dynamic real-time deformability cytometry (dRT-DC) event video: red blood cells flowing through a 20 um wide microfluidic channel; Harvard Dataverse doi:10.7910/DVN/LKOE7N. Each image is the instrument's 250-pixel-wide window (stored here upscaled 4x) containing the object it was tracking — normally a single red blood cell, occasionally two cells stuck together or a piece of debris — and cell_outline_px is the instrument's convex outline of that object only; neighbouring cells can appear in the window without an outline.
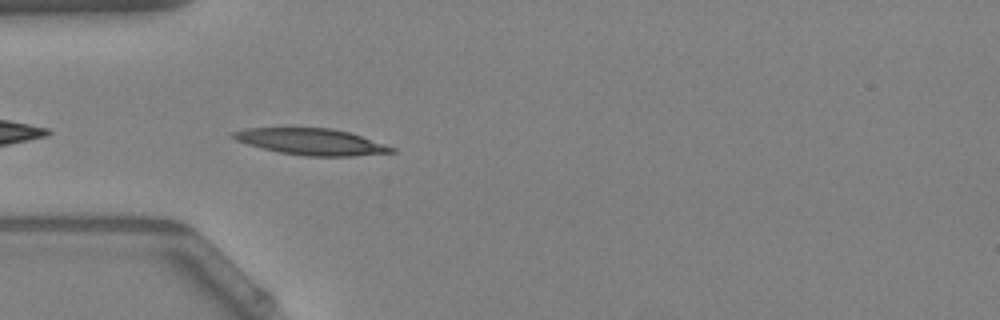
{"species": "Egyptian fruit bat (a non-hibernating species)", "species_latin": "Rousettus aegyptiacus", "temperature_condition": "warm", "stored_images_in_passage": 8, "camera_frame_rate_fps": 3000, "um_per_image_px": 0.085, "animal": {"sex": "female"}, "frame": {"image": 1, "passage_image": 2, "time_ms": 0.333, "image_size_px": [1000, 320], "cell_outline_px": [[396, 152], [352, 156], [304, 156], [280, 152], [248, 144], [236, 140], [228, 136], [232, 132], [244, 128], [332, 128], [352, 132], [396, 148]], "centroid_in_image_um": [26.48, 12.04], "position_along_channel_um": 58.5, "area_um2": 24.45}}
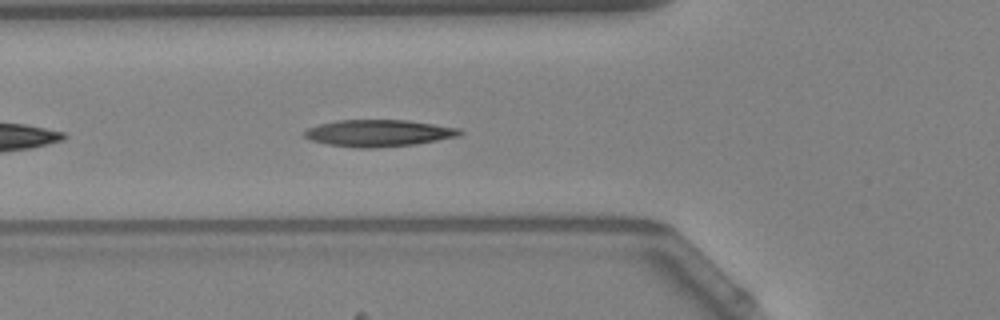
{"frame": {"image": 2, "passage_image": 5, "time_ms": 1.333, "image_size_px": [1000, 320], "cell_outline_px": [[464, 132], [460, 136], [416, 144], [372, 148], [356, 148], [328, 144], [312, 140], [304, 136], [304, 132], [308, 128], [320, 124], [336, 120], [408, 120], [460, 128]], "centroid_in_image_um": [32.22, 11.31], "position_along_channel_um": 93.6, "area_um2": 24.28}}